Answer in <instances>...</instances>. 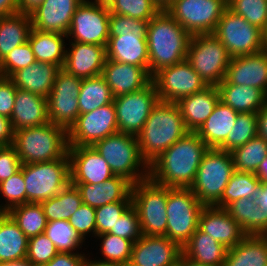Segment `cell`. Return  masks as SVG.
Segmentation results:
<instances>
[{
	"label": "cell",
	"mask_w": 267,
	"mask_h": 266,
	"mask_svg": "<svg viewBox=\"0 0 267 266\" xmlns=\"http://www.w3.org/2000/svg\"><path fill=\"white\" fill-rule=\"evenodd\" d=\"M152 81L159 100L174 103L208 86L186 60L160 69Z\"/></svg>",
	"instance_id": "obj_16"
},
{
	"label": "cell",
	"mask_w": 267,
	"mask_h": 266,
	"mask_svg": "<svg viewBox=\"0 0 267 266\" xmlns=\"http://www.w3.org/2000/svg\"><path fill=\"white\" fill-rule=\"evenodd\" d=\"M101 75L113 97L138 91L152 81V76L143 67L109 59H106Z\"/></svg>",
	"instance_id": "obj_25"
},
{
	"label": "cell",
	"mask_w": 267,
	"mask_h": 266,
	"mask_svg": "<svg viewBox=\"0 0 267 266\" xmlns=\"http://www.w3.org/2000/svg\"><path fill=\"white\" fill-rule=\"evenodd\" d=\"M174 1L175 0H153L160 10H166Z\"/></svg>",
	"instance_id": "obj_67"
},
{
	"label": "cell",
	"mask_w": 267,
	"mask_h": 266,
	"mask_svg": "<svg viewBox=\"0 0 267 266\" xmlns=\"http://www.w3.org/2000/svg\"><path fill=\"white\" fill-rule=\"evenodd\" d=\"M217 87L220 100L238 113H257L267 103V94L256 87L230 84L225 79Z\"/></svg>",
	"instance_id": "obj_31"
},
{
	"label": "cell",
	"mask_w": 267,
	"mask_h": 266,
	"mask_svg": "<svg viewBox=\"0 0 267 266\" xmlns=\"http://www.w3.org/2000/svg\"><path fill=\"white\" fill-rule=\"evenodd\" d=\"M92 147L107 161L114 175L125 177L133 184L149 178V165L142 158L137 136L117 132Z\"/></svg>",
	"instance_id": "obj_5"
},
{
	"label": "cell",
	"mask_w": 267,
	"mask_h": 266,
	"mask_svg": "<svg viewBox=\"0 0 267 266\" xmlns=\"http://www.w3.org/2000/svg\"><path fill=\"white\" fill-rule=\"evenodd\" d=\"M82 79L60 69L47 97L49 122L67 132L79 116L78 96Z\"/></svg>",
	"instance_id": "obj_14"
},
{
	"label": "cell",
	"mask_w": 267,
	"mask_h": 266,
	"mask_svg": "<svg viewBox=\"0 0 267 266\" xmlns=\"http://www.w3.org/2000/svg\"><path fill=\"white\" fill-rule=\"evenodd\" d=\"M226 210L246 235L262 236L264 234V213L255 199H238L232 202Z\"/></svg>",
	"instance_id": "obj_37"
},
{
	"label": "cell",
	"mask_w": 267,
	"mask_h": 266,
	"mask_svg": "<svg viewBox=\"0 0 267 266\" xmlns=\"http://www.w3.org/2000/svg\"><path fill=\"white\" fill-rule=\"evenodd\" d=\"M68 221L84 241L86 236L96 237L95 208L82 203Z\"/></svg>",
	"instance_id": "obj_54"
},
{
	"label": "cell",
	"mask_w": 267,
	"mask_h": 266,
	"mask_svg": "<svg viewBox=\"0 0 267 266\" xmlns=\"http://www.w3.org/2000/svg\"><path fill=\"white\" fill-rule=\"evenodd\" d=\"M81 204L80 192L71 183L56 196L41 202L47 221L69 220Z\"/></svg>",
	"instance_id": "obj_40"
},
{
	"label": "cell",
	"mask_w": 267,
	"mask_h": 266,
	"mask_svg": "<svg viewBox=\"0 0 267 266\" xmlns=\"http://www.w3.org/2000/svg\"><path fill=\"white\" fill-rule=\"evenodd\" d=\"M44 0H18L19 12L29 14L37 6L43 3Z\"/></svg>",
	"instance_id": "obj_62"
},
{
	"label": "cell",
	"mask_w": 267,
	"mask_h": 266,
	"mask_svg": "<svg viewBox=\"0 0 267 266\" xmlns=\"http://www.w3.org/2000/svg\"><path fill=\"white\" fill-rule=\"evenodd\" d=\"M101 240L100 248L103 259L99 261L117 263L128 266L131 258L133 242L110 233L96 235Z\"/></svg>",
	"instance_id": "obj_45"
},
{
	"label": "cell",
	"mask_w": 267,
	"mask_h": 266,
	"mask_svg": "<svg viewBox=\"0 0 267 266\" xmlns=\"http://www.w3.org/2000/svg\"><path fill=\"white\" fill-rule=\"evenodd\" d=\"M188 132L178 105L159 100L137 135L142 158L150 165Z\"/></svg>",
	"instance_id": "obj_3"
},
{
	"label": "cell",
	"mask_w": 267,
	"mask_h": 266,
	"mask_svg": "<svg viewBox=\"0 0 267 266\" xmlns=\"http://www.w3.org/2000/svg\"><path fill=\"white\" fill-rule=\"evenodd\" d=\"M231 58L214 34L191 36L186 61L207 85L217 86L224 80Z\"/></svg>",
	"instance_id": "obj_9"
},
{
	"label": "cell",
	"mask_w": 267,
	"mask_h": 266,
	"mask_svg": "<svg viewBox=\"0 0 267 266\" xmlns=\"http://www.w3.org/2000/svg\"><path fill=\"white\" fill-rule=\"evenodd\" d=\"M84 266H124V265L99 261L98 259L96 260V257L95 260H92L91 258L89 259V257H87Z\"/></svg>",
	"instance_id": "obj_64"
},
{
	"label": "cell",
	"mask_w": 267,
	"mask_h": 266,
	"mask_svg": "<svg viewBox=\"0 0 267 266\" xmlns=\"http://www.w3.org/2000/svg\"><path fill=\"white\" fill-rule=\"evenodd\" d=\"M67 39H69L70 47L66 49L62 69L81 79L101 75L106 61V47Z\"/></svg>",
	"instance_id": "obj_21"
},
{
	"label": "cell",
	"mask_w": 267,
	"mask_h": 266,
	"mask_svg": "<svg viewBox=\"0 0 267 266\" xmlns=\"http://www.w3.org/2000/svg\"><path fill=\"white\" fill-rule=\"evenodd\" d=\"M67 35L43 32L31 29L28 36V42L34 53L35 60L38 62H47L63 67L67 47L65 44Z\"/></svg>",
	"instance_id": "obj_33"
},
{
	"label": "cell",
	"mask_w": 267,
	"mask_h": 266,
	"mask_svg": "<svg viewBox=\"0 0 267 266\" xmlns=\"http://www.w3.org/2000/svg\"><path fill=\"white\" fill-rule=\"evenodd\" d=\"M234 171L230 152L209 148L202 157L190 189L203 205L214 206L221 199Z\"/></svg>",
	"instance_id": "obj_6"
},
{
	"label": "cell",
	"mask_w": 267,
	"mask_h": 266,
	"mask_svg": "<svg viewBox=\"0 0 267 266\" xmlns=\"http://www.w3.org/2000/svg\"><path fill=\"white\" fill-rule=\"evenodd\" d=\"M228 0H175L166 11L191 36L213 34Z\"/></svg>",
	"instance_id": "obj_11"
},
{
	"label": "cell",
	"mask_w": 267,
	"mask_h": 266,
	"mask_svg": "<svg viewBox=\"0 0 267 266\" xmlns=\"http://www.w3.org/2000/svg\"><path fill=\"white\" fill-rule=\"evenodd\" d=\"M71 184L79 190L82 203L95 209L109 203L132 202L133 183L119 175H115L100 184Z\"/></svg>",
	"instance_id": "obj_24"
},
{
	"label": "cell",
	"mask_w": 267,
	"mask_h": 266,
	"mask_svg": "<svg viewBox=\"0 0 267 266\" xmlns=\"http://www.w3.org/2000/svg\"><path fill=\"white\" fill-rule=\"evenodd\" d=\"M238 112L221 100L215 105L212 114L196 131L208 148H219L234 127Z\"/></svg>",
	"instance_id": "obj_30"
},
{
	"label": "cell",
	"mask_w": 267,
	"mask_h": 266,
	"mask_svg": "<svg viewBox=\"0 0 267 266\" xmlns=\"http://www.w3.org/2000/svg\"><path fill=\"white\" fill-rule=\"evenodd\" d=\"M71 183L100 184L112 178L107 161L92 146L68 147Z\"/></svg>",
	"instance_id": "obj_19"
},
{
	"label": "cell",
	"mask_w": 267,
	"mask_h": 266,
	"mask_svg": "<svg viewBox=\"0 0 267 266\" xmlns=\"http://www.w3.org/2000/svg\"><path fill=\"white\" fill-rule=\"evenodd\" d=\"M110 12L107 5L82 2L72 17L67 37L71 41L107 46Z\"/></svg>",
	"instance_id": "obj_15"
},
{
	"label": "cell",
	"mask_w": 267,
	"mask_h": 266,
	"mask_svg": "<svg viewBox=\"0 0 267 266\" xmlns=\"http://www.w3.org/2000/svg\"><path fill=\"white\" fill-rule=\"evenodd\" d=\"M223 266H267V242L263 236L246 235L227 250Z\"/></svg>",
	"instance_id": "obj_35"
},
{
	"label": "cell",
	"mask_w": 267,
	"mask_h": 266,
	"mask_svg": "<svg viewBox=\"0 0 267 266\" xmlns=\"http://www.w3.org/2000/svg\"><path fill=\"white\" fill-rule=\"evenodd\" d=\"M108 233L136 242L142 236L136 209L131 205Z\"/></svg>",
	"instance_id": "obj_53"
},
{
	"label": "cell",
	"mask_w": 267,
	"mask_h": 266,
	"mask_svg": "<svg viewBox=\"0 0 267 266\" xmlns=\"http://www.w3.org/2000/svg\"><path fill=\"white\" fill-rule=\"evenodd\" d=\"M79 0H44L29 15L32 28L67 35Z\"/></svg>",
	"instance_id": "obj_20"
},
{
	"label": "cell",
	"mask_w": 267,
	"mask_h": 266,
	"mask_svg": "<svg viewBox=\"0 0 267 266\" xmlns=\"http://www.w3.org/2000/svg\"><path fill=\"white\" fill-rule=\"evenodd\" d=\"M77 99L79 114H85L112 103L114 97L104 77L98 75L82 79Z\"/></svg>",
	"instance_id": "obj_38"
},
{
	"label": "cell",
	"mask_w": 267,
	"mask_h": 266,
	"mask_svg": "<svg viewBox=\"0 0 267 266\" xmlns=\"http://www.w3.org/2000/svg\"><path fill=\"white\" fill-rule=\"evenodd\" d=\"M258 136L267 142V103L257 112Z\"/></svg>",
	"instance_id": "obj_60"
},
{
	"label": "cell",
	"mask_w": 267,
	"mask_h": 266,
	"mask_svg": "<svg viewBox=\"0 0 267 266\" xmlns=\"http://www.w3.org/2000/svg\"><path fill=\"white\" fill-rule=\"evenodd\" d=\"M261 51L267 55V27L263 30Z\"/></svg>",
	"instance_id": "obj_68"
},
{
	"label": "cell",
	"mask_w": 267,
	"mask_h": 266,
	"mask_svg": "<svg viewBox=\"0 0 267 266\" xmlns=\"http://www.w3.org/2000/svg\"><path fill=\"white\" fill-rule=\"evenodd\" d=\"M230 153L236 171L255 174L260 163L267 157V142L257 135Z\"/></svg>",
	"instance_id": "obj_42"
},
{
	"label": "cell",
	"mask_w": 267,
	"mask_h": 266,
	"mask_svg": "<svg viewBox=\"0 0 267 266\" xmlns=\"http://www.w3.org/2000/svg\"><path fill=\"white\" fill-rule=\"evenodd\" d=\"M132 202L109 203L95 209L96 235L108 233Z\"/></svg>",
	"instance_id": "obj_51"
},
{
	"label": "cell",
	"mask_w": 267,
	"mask_h": 266,
	"mask_svg": "<svg viewBox=\"0 0 267 266\" xmlns=\"http://www.w3.org/2000/svg\"><path fill=\"white\" fill-rule=\"evenodd\" d=\"M220 100L217 86L208 85L201 91L180 99L178 105L188 131L196 132L212 114Z\"/></svg>",
	"instance_id": "obj_26"
},
{
	"label": "cell",
	"mask_w": 267,
	"mask_h": 266,
	"mask_svg": "<svg viewBox=\"0 0 267 266\" xmlns=\"http://www.w3.org/2000/svg\"><path fill=\"white\" fill-rule=\"evenodd\" d=\"M28 237L44 233L47 219L41 203H24L12 207L6 212Z\"/></svg>",
	"instance_id": "obj_41"
},
{
	"label": "cell",
	"mask_w": 267,
	"mask_h": 266,
	"mask_svg": "<svg viewBox=\"0 0 267 266\" xmlns=\"http://www.w3.org/2000/svg\"><path fill=\"white\" fill-rule=\"evenodd\" d=\"M0 266H32L26 259L0 263Z\"/></svg>",
	"instance_id": "obj_66"
},
{
	"label": "cell",
	"mask_w": 267,
	"mask_h": 266,
	"mask_svg": "<svg viewBox=\"0 0 267 266\" xmlns=\"http://www.w3.org/2000/svg\"><path fill=\"white\" fill-rule=\"evenodd\" d=\"M81 253L59 252L50 262L41 266H84L88 254Z\"/></svg>",
	"instance_id": "obj_57"
},
{
	"label": "cell",
	"mask_w": 267,
	"mask_h": 266,
	"mask_svg": "<svg viewBox=\"0 0 267 266\" xmlns=\"http://www.w3.org/2000/svg\"><path fill=\"white\" fill-rule=\"evenodd\" d=\"M147 35L109 37L106 59L143 67L149 73Z\"/></svg>",
	"instance_id": "obj_28"
},
{
	"label": "cell",
	"mask_w": 267,
	"mask_h": 266,
	"mask_svg": "<svg viewBox=\"0 0 267 266\" xmlns=\"http://www.w3.org/2000/svg\"><path fill=\"white\" fill-rule=\"evenodd\" d=\"M108 8L110 13L143 21L151 20L160 11L153 0H113Z\"/></svg>",
	"instance_id": "obj_46"
},
{
	"label": "cell",
	"mask_w": 267,
	"mask_h": 266,
	"mask_svg": "<svg viewBox=\"0 0 267 266\" xmlns=\"http://www.w3.org/2000/svg\"><path fill=\"white\" fill-rule=\"evenodd\" d=\"M257 135V113H238L234 127H232L226 141L218 149L231 152Z\"/></svg>",
	"instance_id": "obj_44"
},
{
	"label": "cell",
	"mask_w": 267,
	"mask_h": 266,
	"mask_svg": "<svg viewBox=\"0 0 267 266\" xmlns=\"http://www.w3.org/2000/svg\"><path fill=\"white\" fill-rule=\"evenodd\" d=\"M14 131L49 122L47 98L17 88L10 117Z\"/></svg>",
	"instance_id": "obj_27"
},
{
	"label": "cell",
	"mask_w": 267,
	"mask_h": 266,
	"mask_svg": "<svg viewBox=\"0 0 267 266\" xmlns=\"http://www.w3.org/2000/svg\"><path fill=\"white\" fill-rule=\"evenodd\" d=\"M59 252L45 233L28 239L26 260L32 266H41L50 262Z\"/></svg>",
	"instance_id": "obj_50"
},
{
	"label": "cell",
	"mask_w": 267,
	"mask_h": 266,
	"mask_svg": "<svg viewBox=\"0 0 267 266\" xmlns=\"http://www.w3.org/2000/svg\"><path fill=\"white\" fill-rule=\"evenodd\" d=\"M118 132L114 103L85 114H79L69 129L68 146H92L95 142Z\"/></svg>",
	"instance_id": "obj_17"
},
{
	"label": "cell",
	"mask_w": 267,
	"mask_h": 266,
	"mask_svg": "<svg viewBox=\"0 0 267 266\" xmlns=\"http://www.w3.org/2000/svg\"><path fill=\"white\" fill-rule=\"evenodd\" d=\"M198 229L211 235L227 249L234 247L246 234L240 225L229 215L224 208L204 206L200 217Z\"/></svg>",
	"instance_id": "obj_23"
},
{
	"label": "cell",
	"mask_w": 267,
	"mask_h": 266,
	"mask_svg": "<svg viewBox=\"0 0 267 266\" xmlns=\"http://www.w3.org/2000/svg\"><path fill=\"white\" fill-rule=\"evenodd\" d=\"M18 12V0H0V13L3 16L16 14Z\"/></svg>",
	"instance_id": "obj_61"
},
{
	"label": "cell",
	"mask_w": 267,
	"mask_h": 266,
	"mask_svg": "<svg viewBox=\"0 0 267 266\" xmlns=\"http://www.w3.org/2000/svg\"><path fill=\"white\" fill-rule=\"evenodd\" d=\"M4 16L0 13V21H1V19L3 18Z\"/></svg>",
	"instance_id": "obj_72"
},
{
	"label": "cell",
	"mask_w": 267,
	"mask_h": 266,
	"mask_svg": "<svg viewBox=\"0 0 267 266\" xmlns=\"http://www.w3.org/2000/svg\"><path fill=\"white\" fill-rule=\"evenodd\" d=\"M80 2H92L91 0H79Z\"/></svg>",
	"instance_id": "obj_71"
},
{
	"label": "cell",
	"mask_w": 267,
	"mask_h": 266,
	"mask_svg": "<svg viewBox=\"0 0 267 266\" xmlns=\"http://www.w3.org/2000/svg\"><path fill=\"white\" fill-rule=\"evenodd\" d=\"M26 203H41L59 194L71 183L70 159L22 164Z\"/></svg>",
	"instance_id": "obj_7"
},
{
	"label": "cell",
	"mask_w": 267,
	"mask_h": 266,
	"mask_svg": "<svg viewBox=\"0 0 267 266\" xmlns=\"http://www.w3.org/2000/svg\"><path fill=\"white\" fill-rule=\"evenodd\" d=\"M14 129L9 118L0 115V146L13 144Z\"/></svg>",
	"instance_id": "obj_58"
},
{
	"label": "cell",
	"mask_w": 267,
	"mask_h": 266,
	"mask_svg": "<svg viewBox=\"0 0 267 266\" xmlns=\"http://www.w3.org/2000/svg\"><path fill=\"white\" fill-rule=\"evenodd\" d=\"M12 146L22 164L69 158L67 131L51 122L14 131Z\"/></svg>",
	"instance_id": "obj_4"
},
{
	"label": "cell",
	"mask_w": 267,
	"mask_h": 266,
	"mask_svg": "<svg viewBox=\"0 0 267 266\" xmlns=\"http://www.w3.org/2000/svg\"><path fill=\"white\" fill-rule=\"evenodd\" d=\"M17 87L8 77L0 76V115L10 119L16 96Z\"/></svg>",
	"instance_id": "obj_56"
},
{
	"label": "cell",
	"mask_w": 267,
	"mask_h": 266,
	"mask_svg": "<svg viewBox=\"0 0 267 266\" xmlns=\"http://www.w3.org/2000/svg\"><path fill=\"white\" fill-rule=\"evenodd\" d=\"M28 239L6 212L0 213V263L26 259Z\"/></svg>",
	"instance_id": "obj_34"
},
{
	"label": "cell",
	"mask_w": 267,
	"mask_h": 266,
	"mask_svg": "<svg viewBox=\"0 0 267 266\" xmlns=\"http://www.w3.org/2000/svg\"><path fill=\"white\" fill-rule=\"evenodd\" d=\"M204 206L190 188L167 187L165 236L182 248L198 229Z\"/></svg>",
	"instance_id": "obj_8"
},
{
	"label": "cell",
	"mask_w": 267,
	"mask_h": 266,
	"mask_svg": "<svg viewBox=\"0 0 267 266\" xmlns=\"http://www.w3.org/2000/svg\"><path fill=\"white\" fill-rule=\"evenodd\" d=\"M113 0H94V2H97L98 4L102 5H109Z\"/></svg>",
	"instance_id": "obj_69"
},
{
	"label": "cell",
	"mask_w": 267,
	"mask_h": 266,
	"mask_svg": "<svg viewBox=\"0 0 267 266\" xmlns=\"http://www.w3.org/2000/svg\"><path fill=\"white\" fill-rule=\"evenodd\" d=\"M35 61L34 53L27 41L14 48L0 61L1 76L10 78L16 71L26 68Z\"/></svg>",
	"instance_id": "obj_49"
},
{
	"label": "cell",
	"mask_w": 267,
	"mask_h": 266,
	"mask_svg": "<svg viewBox=\"0 0 267 266\" xmlns=\"http://www.w3.org/2000/svg\"><path fill=\"white\" fill-rule=\"evenodd\" d=\"M208 149L196 132L189 131L149 165V178L170 188H190Z\"/></svg>",
	"instance_id": "obj_1"
},
{
	"label": "cell",
	"mask_w": 267,
	"mask_h": 266,
	"mask_svg": "<svg viewBox=\"0 0 267 266\" xmlns=\"http://www.w3.org/2000/svg\"><path fill=\"white\" fill-rule=\"evenodd\" d=\"M60 69L58 65L52 63L35 61L26 68L16 71L10 79L17 88L47 98Z\"/></svg>",
	"instance_id": "obj_29"
},
{
	"label": "cell",
	"mask_w": 267,
	"mask_h": 266,
	"mask_svg": "<svg viewBox=\"0 0 267 266\" xmlns=\"http://www.w3.org/2000/svg\"><path fill=\"white\" fill-rule=\"evenodd\" d=\"M132 206L136 209L142 235L165 236L167 227V186L150 178L133 184Z\"/></svg>",
	"instance_id": "obj_10"
},
{
	"label": "cell",
	"mask_w": 267,
	"mask_h": 266,
	"mask_svg": "<svg viewBox=\"0 0 267 266\" xmlns=\"http://www.w3.org/2000/svg\"><path fill=\"white\" fill-rule=\"evenodd\" d=\"M261 181L254 173L234 171L221 199L214 205L226 209L232 202L241 198L255 199Z\"/></svg>",
	"instance_id": "obj_39"
},
{
	"label": "cell",
	"mask_w": 267,
	"mask_h": 266,
	"mask_svg": "<svg viewBox=\"0 0 267 266\" xmlns=\"http://www.w3.org/2000/svg\"><path fill=\"white\" fill-rule=\"evenodd\" d=\"M32 29L27 13L4 16L0 21V61L14 48L28 41Z\"/></svg>",
	"instance_id": "obj_36"
},
{
	"label": "cell",
	"mask_w": 267,
	"mask_h": 266,
	"mask_svg": "<svg viewBox=\"0 0 267 266\" xmlns=\"http://www.w3.org/2000/svg\"><path fill=\"white\" fill-rule=\"evenodd\" d=\"M177 266H209V265L195 263L186 258L184 255H181L178 259Z\"/></svg>",
	"instance_id": "obj_65"
},
{
	"label": "cell",
	"mask_w": 267,
	"mask_h": 266,
	"mask_svg": "<svg viewBox=\"0 0 267 266\" xmlns=\"http://www.w3.org/2000/svg\"><path fill=\"white\" fill-rule=\"evenodd\" d=\"M182 248L166 236L142 235L133 243L128 266H176Z\"/></svg>",
	"instance_id": "obj_18"
},
{
	"label": "cell",
	"mask_w": 267,
	"mask_h": 266,
	"mask_svg": "<svg viewBox=\"0 0 267 266\" xmlns=\"http://www.w3.org/2000/svg\"><path fill=\"white\" fill-rule=\"evenodd\" d=\"M224 79L230 84L256 87L267 94V55L260 51L232 57Z\"/></svg>",
	"instance_id": "obj_22"
},
{
	"label": "cell",
	"mask_w": 267,
	"mask_h": 266,
	"mask_svg": "<svg viewBox=\"0 0 267 266\" xmlns=\"http://www.w3.org/2000/svg\"><path fill=\"white\" fill-rule=\"evenodd\" d=\"M148 21L110 13L109 37L147 35Z\"/></svg>",
	"instance_id": "obj_52"
},
{
	"label": "cell",
	"mask_w": 267,
	"mask_h": 266,
	"mask_svg": "<svg viewBox=\"0 0 267 266\" xmlns=\"http://www.w3.org/2000/svg\"><path fill=\"white\" fill-rule=\"evenodd\" d=\"M255 201L259 207H262L264 213V233L267 232V183L261 182V186L256 193Z\"/></svg>",
	"instance_id": "obj_59"
},
{
	"label": "cell",
	"mask_w": 267,
	"mask_h": 266,
	"mask_svg": "<svg viewBox=\"0 0 267 266\" xmlns=\"http://www.w3.org/2000/svg\"><path fill=\"white\" fill-rule=\"evenodd\" d=\"M158 101L153 81L138 91L114 97L118 132L137 136Z\"/></svg>",
	"instance_id": "obj_13"
},
{
	"label": "cell",
	"mask_w": 267,
	"mask_h": 266,
	"mask_svg": "<svg viewBox=\"0 0 267 266\" xmlns=\"http://www.w3.org/2000/svg\"><path fill=\"white\" fill-rule=\"evenodd\" d=\"M267 242V232L262 235Z\"/></svg>",
	"instance_id": "obj_70"
},
{
	"label": "cell",
	"mask_w": 267,
	"mask_h": 266,
	"mask_svg": "<svg viewBox=\"0 0 267 266\" xmlns=\"http://www.w3.org/2000/svg\"><path fill=\"white\" fill-rule=\"evenodd\" d=\"M21 165V160L12 145L0 146V183L18 172Z\"/></svg>",
	"instance_id": "obj_55"
},
{
	"label": "cell",
	"mask_w": 267,
	"mask_h": 266,
	"mask_svg": "<svg viewBox=\"0 0 267 266\" xmlns=\"http://www.w3.org/2000/svg\"><path fill=\"white\" fill-rule=\"evenodd\" d=\"M231 57L258 53L262 49L263 30L227 8L213 33Z\"/></svg>",
	"instance_id": "obj_12"
},
{
	"label": "cell",
	"mask_w": 267,
	"mask_h": 266,
	"mask_svg": "<svg viewBox=\"0 0 267 266\" xmlns=\"http://www.w3.org/2000/svg\"><path fill=\"white\" fill-rule=\"evenodd\" d=\"M44 233L58 252L79 253L77 250L84 242L68 220L47 221Z\"/></svg>",
	"instance_id": "obj_43"
},
{
	"label": "cell",
	"mask_w": 267,
	"mask_h": 266,
	"mask_svg": "<svg viewBox=\"0 0 267 266\" xmlns=\"http://www.w3.org/2000/svg\"><path fill=\"white\" fill-rule=\"evenodd\" d=\"M149 74L186 60L191 35L166 11L148 21Z\"/></svg>",
	"instance_id": "obj_2"
},
{
	"label": "cell",
	"mask_w": 267,
	"mask_h": 266,
	"mask_svg": "<svg viewBox=\"0 0 267 266\" xmlns=\"http://www.w3.org/2000/svg\"><path fill=\"white\" fill-rule=\"evenodd\" d=\"M228 8L261 30L267 27V0H228Z\"/></svg>",
	"instance_id": "obj_47"
},
{
	"label": "cell",
	"mask_w": 267,
	"mask_h": 266,
	"mask_svg": "<svg viewBox=\"0 0 267 266\" xmlns=\"http://www.w3.org/2000/svg\"><path fill=\"white\" fill-rule=\"evenodd\" d=\"M255 175L261 182L267 183V157L260 163Z\"/></svg>",
	"instance_id": "obj_63"
},
{
	"label": "cell",
	"mask_w": 267,
	"mask_h": 266,
	"mask_svg": "<svg viewBox=\"0 0 267 266\" xmlns=\"http://www.w3.org/2000/svg\"><path fill=\"white\" fill-rule=\"evenodd\" d=\"M25 186L21 169L10 178L0 183V198L3 195L2 198L4 197L6 202V204H0V212H7L14 206L26 203Z\"/></svg>",
	"instance_id": "obj_48"
},
{
	"label": "cell",
	"mask_w": 267,
	"mask_h": 266,
	"mask_svg": "<svg viewBox=\"0 0 267 266\" xmlns=\"http://www.w3.org/2000/svg\"><path fill=\"white\" fill-rule=\"evenodd\" d=\"M227 250L211 235L197 229L182 247V255L198 264L223 266Z\"/></svg>",
	"instance_id": "obj_32"
}]
</instances>
